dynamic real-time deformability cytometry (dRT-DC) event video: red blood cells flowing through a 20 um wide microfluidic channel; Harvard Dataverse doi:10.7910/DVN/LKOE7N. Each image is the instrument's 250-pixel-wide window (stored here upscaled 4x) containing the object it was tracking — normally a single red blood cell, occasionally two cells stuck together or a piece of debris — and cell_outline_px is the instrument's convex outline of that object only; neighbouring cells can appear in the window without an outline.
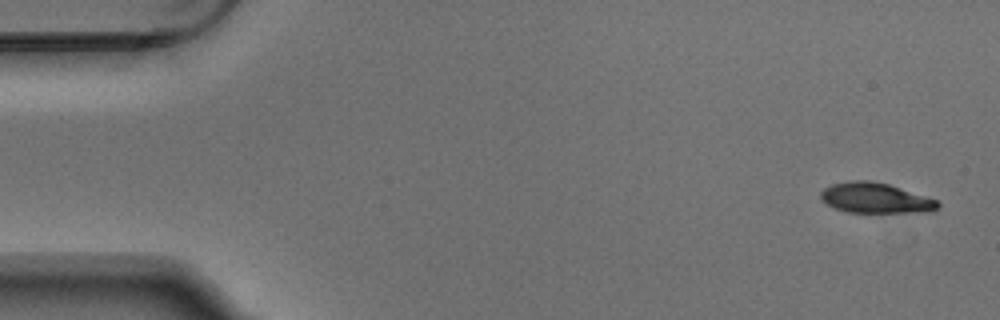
{"species": "Egyptian fruit bat (a non-hibernating species)", "species_latin": "Rousettus aegyptiacus", "temperature_condition": "warm", "stored_images_in_passage": 4, "camera_frame_rate_fps": 3000, "um_per_image_px": 0.085, "animal": {"sex": "male"}, "frame": {"image": 1, "passage_image": 1, "time_ms": 0.0, "image_size_px": [1000, 320], "cell_outline_px": [[940, 204], [932, 212], [848, 212], [836, 208], [828, 204], [820, 196], [820, 192], [824, 188], [832, 184], [848, 180], [868, 180], [888, 184], [936, 200]], "centroid_in_image_um": [74.39, 16.82], "position_along_channel_um": 10.6, "area_um2": 20.35}}
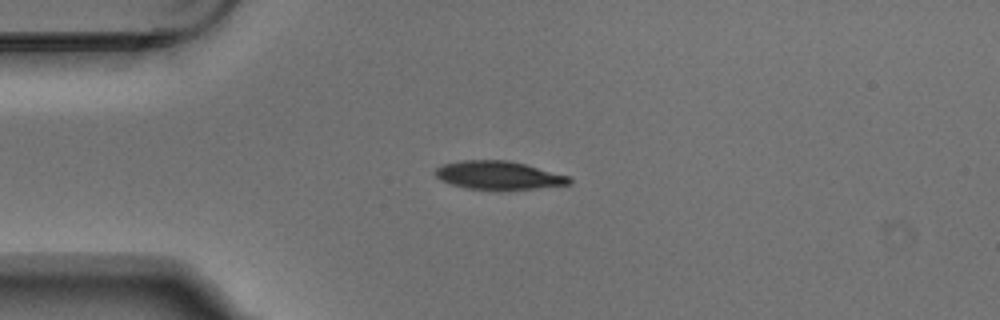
{"frame": {"image": 2, "passage_image": 4, "time_ms": 1.0, "image_size_px": [1000, 320], "cell_outline_px": [[572, 184], [536, 188], [496, 192], [468, 188], [448, 184], [440, 180], [432, 172], [436, 168], [444, 164], [464, 160], [508, 160], [524, 164], [568, 176], [572, 180]], "centroid_in_image_um": [42.34, 14.93], "position_along_channel_um": 42.7, "area_um2": 22.6}}